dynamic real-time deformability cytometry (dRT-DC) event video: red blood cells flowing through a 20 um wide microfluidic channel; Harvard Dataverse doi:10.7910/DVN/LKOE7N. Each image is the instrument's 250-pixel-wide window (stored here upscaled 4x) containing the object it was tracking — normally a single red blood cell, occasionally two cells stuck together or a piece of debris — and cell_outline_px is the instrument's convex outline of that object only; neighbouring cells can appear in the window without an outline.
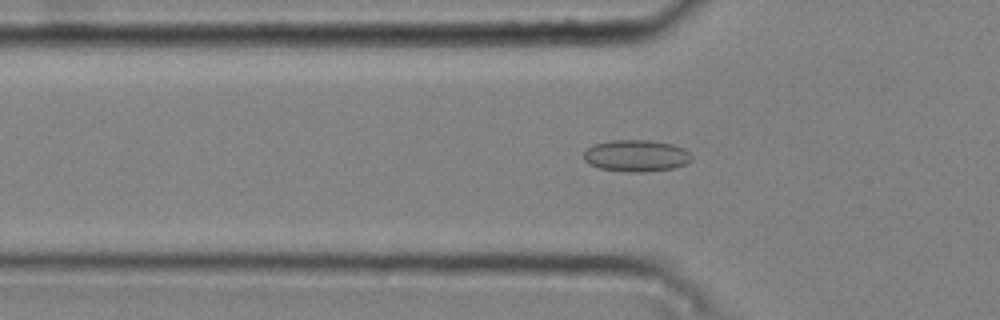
{"species": "common noctule bat (a hibernating species)", "species_latin": "Nyctalus noctula", "temperature_condition": "cold", "stored_images_in_passage": 51, "camera_frame_rate_fps": 3000, "um_per_image_px": 0.085, "animal": {"sex": "male", "body_mass_g": 20.4}, "frame": {"image": 1, "passage_image": 17, "time_ms": 5.333, "image_size_px": [1000, 320], "cell_outline_px": [[692, 160], [684, 164], [672, 168], [644, 172], [628, 172], [600, 168], [588, 164], [584, 160], [584, 152], [588, 148], [596, 144], [612, 140], [648, 140], [672, 144], [684, 148], [692, 156]], "centroid_in_image_um": [54.08, 13.24], "position_along_channel_um": 71.7, "area_um2": 19.83}}
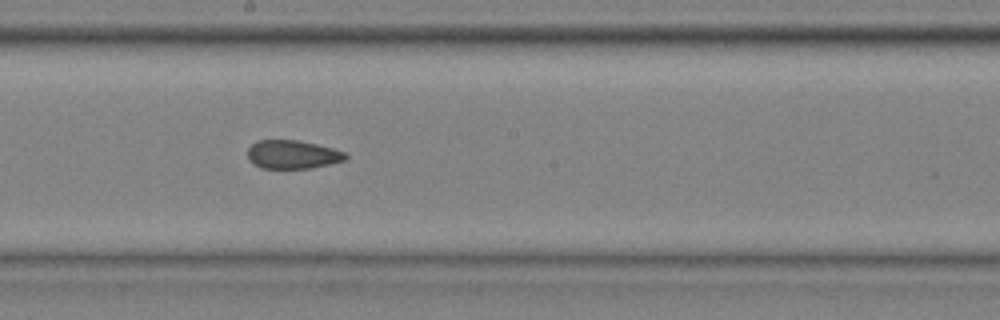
{"frame": {"image": 2, "passage_image": 29, "time_ms": 9.333, "image_size_px": [1000, 320], "cell_outline_px": [[348, 156], [344, 160], [328, 164], [308, 168], [260, 168], [248, 160], [248, 148], [256, 140], [300, 140], [332, 148], [344, 152]], "centroid_in_image_um": [24.82, 13.12], "position_along_channel_um": 223.4, "area_um2": 16.18}}
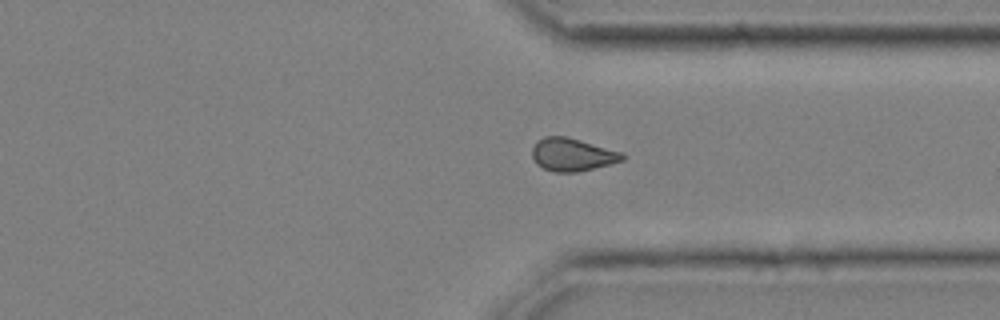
{"frame": {"image": 3, "passage_image": 40, "time_ms": 13.0, "image_size_px": [1000, 320], "cell_outline_px": [[628, 156], [624, 160], [576, 172], [556, 172], [544, 168], [536, 164], [532, 156], [532, 148], [544, 136], [564, 136], [580, 140], [620, 152]], "centroid_in_image_um": [48.64, 13.14], "position_along_channel_um": 362.8, "area_um2": 16.94}, "authors_computed_cell_mechanics": {"area_um2": 17.4556, "velocity_mm_per_s": 3.7839, "shape_relaxation_time_tau1_ms": null, "shape_relaxation_time_tau2_ms": 2.4892, "deformation_change_tau1": null, "deformation_change_tau2": 0.0864}}